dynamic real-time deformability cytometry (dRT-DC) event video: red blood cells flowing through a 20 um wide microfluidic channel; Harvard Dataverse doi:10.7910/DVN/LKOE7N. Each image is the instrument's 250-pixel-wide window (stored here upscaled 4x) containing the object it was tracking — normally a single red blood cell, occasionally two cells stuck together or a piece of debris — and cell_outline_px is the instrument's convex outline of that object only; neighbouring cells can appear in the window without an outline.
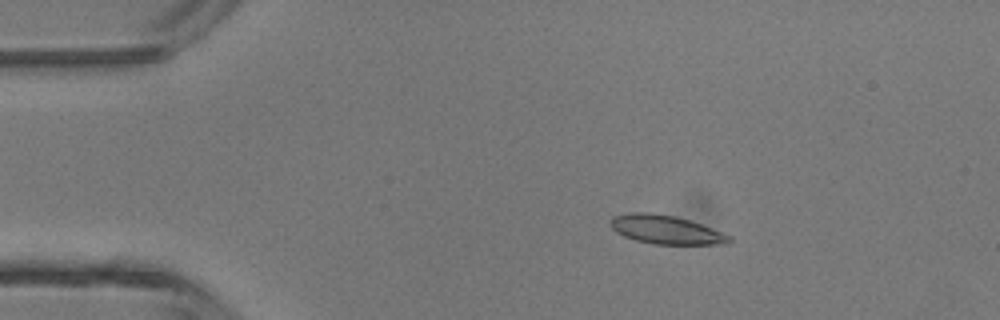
{"species": "common noctule bat (a hibernating species)", "species_latin": "Nyctalus noctula", "temperature_condition": "room temperature", "stored_images_in_passage": 6, "camera_frame_rate_fps": 3000, "um_per_image_px": 0.085, "animal": {"sex": "male", "body_mass_g": 13.3}, "frame": {"image": 1, "passage_image": 3, "time_ms": 0.667, "image_size_px": [1000, 320], "cell_outline_px": [[732, 240], [728, 244], [652, 244], [636, 240], [624, 236], [616, 232], [608, 224], [608, 220], [612, 216], [628, 212], [648, 212], [672, 216], [688, 220], [700, 224], [732, 236]], "centroid_in_image_um": [56.54, 19.52], "position_along_channel_um": 28.5, "area_um2": 19.88}}
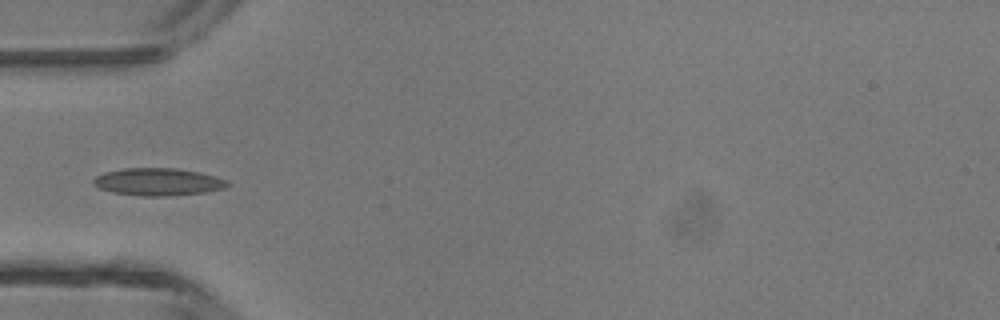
{"frame": {"image": 2, "passage_image": 5, "time_ms": 1.333, "image_size_px": [1000, 320], "cell_outline_px": [[232, 184], [224, 188], [204, 192], [168, 196], [140, 196], [112, 192], [100, 188], [92, 184], [92, 180], [96, 176], [104, 172], [124, 168], [176, 168], [200, 172], [216, 176], [228, 180]], "centroid_in_image_um": [13.45, 15.45], "position_along_channel_um": 71.6, "area_um2": 21.62}}
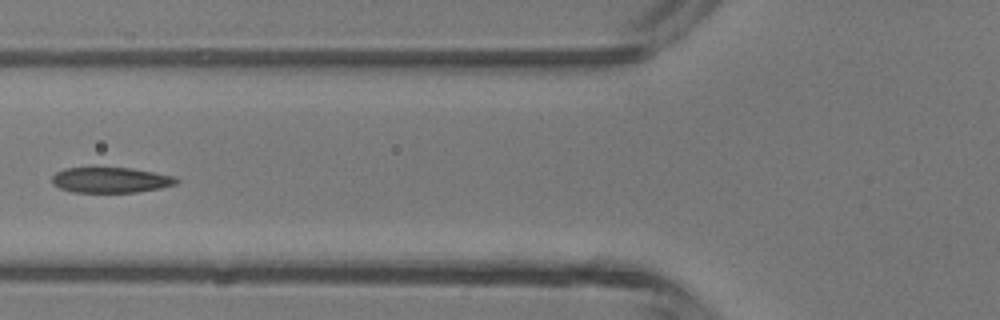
{"frame": {"image": 3, "passage_image": 6, "time_ms": 1.667, "image_size_px": [1000, 320], "cell_outline_px": [[180, 180], [176, 184], [160, 188], [136, 192], [72, 192], [60, 188], [52, 184], [52, 176], [56, 172], [64, 168], [132, 168], [176, 176]], "centroid_in_image_um": [9.42, 15.3], "position_along_channel_um": 116.4, "area_um2": 18.5}}